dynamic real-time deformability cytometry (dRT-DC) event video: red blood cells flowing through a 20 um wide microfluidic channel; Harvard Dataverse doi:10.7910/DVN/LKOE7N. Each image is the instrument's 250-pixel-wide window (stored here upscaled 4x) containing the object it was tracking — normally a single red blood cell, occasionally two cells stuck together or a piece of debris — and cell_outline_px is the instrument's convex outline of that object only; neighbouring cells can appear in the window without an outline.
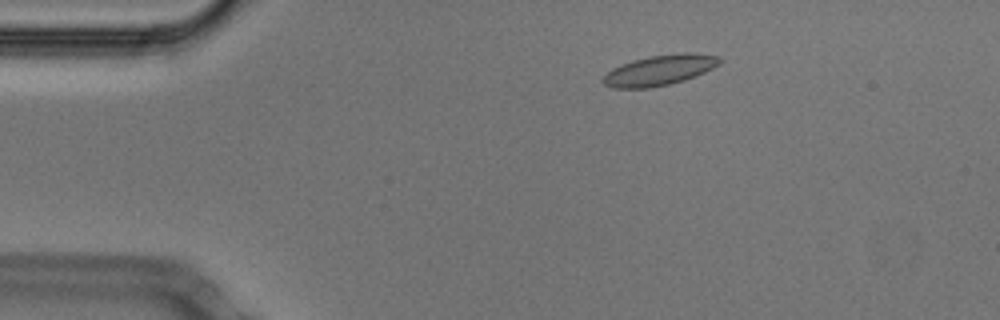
{"species": "Egyptian fruit bat (a non-hibernating species)", "species_latin": "Rousettus aegyptiacus", "temperature_condition": "cold", "stored_images_in_passage": 52, "camera_frame_rate_fps": 3000, "um_per_image_px": 0.085, "animal": {"sex": "male"}, "frame": {"image": 1, "passage_image": 8, "time_ms": 2.333, "image_size_px": [1000, 320], "cell_outline_px": [[720, 64], [704, 72], [684, 80], [668, 84], [648, 88], [612, 88], [604, 84], [604, 76], [612, 68], [620, 64], [632, 60], [648, 56], [684, 52], [696, 52], [720, 56]], "centroid_in_image_um": [56.08, 5.94], "position_along_channel_um": 28.9, "area_um2": 20.63}}
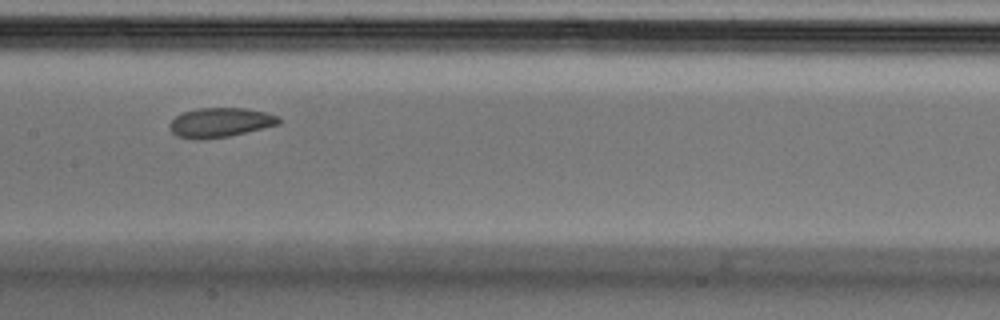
{"frame": {"image": 2, "passage_image": 25, "time_ms": 8.0, "image_size_px": [1000, 320], "cell_outline_px": [[280, 124], [264, 128], [228, 136], [176, 136], [172, 132], [168, 124], [176, 116], [184, 112], [196, 108], [248, 108], [280, 116]], "centroid_in_image_um": [18.79, 10.35], "position_along_channel_um": 188.6, "area_um2": 18.03}}
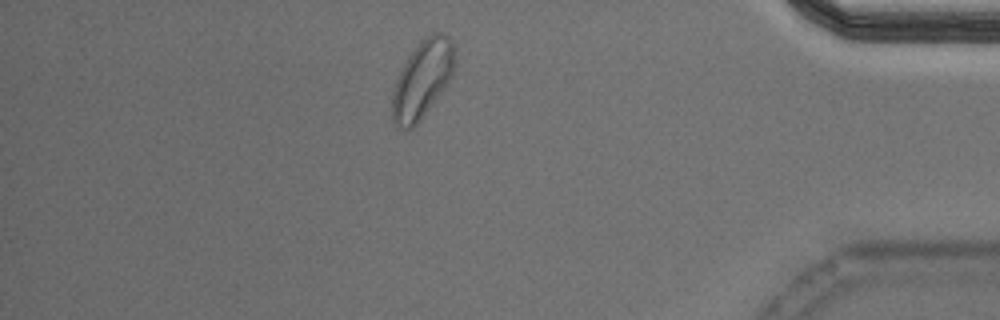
{"frame": {"image": 3, "passage_image": 45, "time_ms": 14.667, "image_size_px": [1000, 320], "cell_outline_px": [[456, 60], [452, 72], [448, 80], [440, 92], [420, 120], [412, 128], [400, 132], [392, 120], [392, 92], [396, 80], [408, 56], [424, 36], [436, 32], [440, 32], [448, 36], [452, 40]], "centroid_in_image_um": [35.87, 6.74], "position_along_channel_um": 399.3, "area_um2": 28.03}, "authors_computed_cell_mechanics": {"area_um2": 19.9988, "velocity_mm_per_s": 3.723, "shape_relaxation_time_tau1_ms": null, "shape_relaxation_time_tau2_ms": 2.5992, "deformation_change_tau1": null, "deformation_change_tau2": 0.069}}